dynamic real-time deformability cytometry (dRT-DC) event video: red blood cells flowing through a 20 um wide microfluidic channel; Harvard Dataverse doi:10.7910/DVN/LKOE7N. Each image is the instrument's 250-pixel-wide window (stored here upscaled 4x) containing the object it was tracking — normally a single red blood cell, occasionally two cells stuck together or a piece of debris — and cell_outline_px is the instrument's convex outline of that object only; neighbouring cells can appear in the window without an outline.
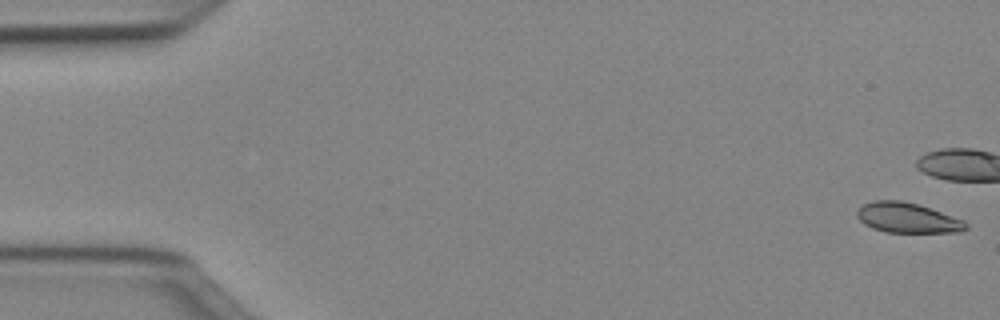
{"species": "Egyptian fruit bat (a non-hibernating species)", "species_latin": "Rousettus aegyptiacus", "temperature_condition": "cold", "stored_images_in_passage": 51, "camera_frame_rate_fps": 3000, "um_per_image_px": 0.085, "animal": {"sex": "female"}, "frame": {"image": 1, "passage_image": 1, "time_ms": 0.0, "image_size_px": [1000, 320], "cell_outline_px": [[968, 228], [960, 232], [884, 232], [872, 228], [864, 224], [856, 216], [856, 212], [864, 204], [872, 200], [900, 200], [916, 204], [964, 220], [968, 224]], "centroid_in_image_um": [77.11, 18.52], "position_along_channel_um": 7.9, "area_um2": 18.96}}
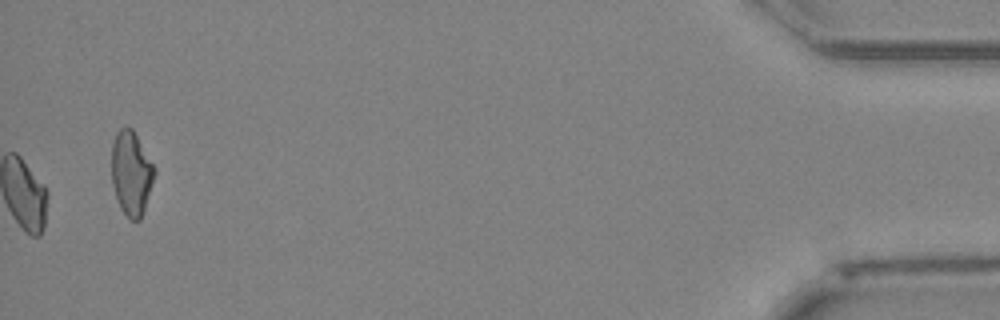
{"frame": {"image": 2, "passage_image": 51, "time_ms": 16.667, "image_size_px": [1000, 320], "cell_outline_px": [[156, 172], [140, 220], [128, 220], [120, 208], [112, 184], [112, 144], [116, 132], [120, 128], [132, 128], [156, 168]], "centroid_in_image_um": [11.15, 14.72], "position_along_channel_um": 424.0, "area_um2": 20.92}}